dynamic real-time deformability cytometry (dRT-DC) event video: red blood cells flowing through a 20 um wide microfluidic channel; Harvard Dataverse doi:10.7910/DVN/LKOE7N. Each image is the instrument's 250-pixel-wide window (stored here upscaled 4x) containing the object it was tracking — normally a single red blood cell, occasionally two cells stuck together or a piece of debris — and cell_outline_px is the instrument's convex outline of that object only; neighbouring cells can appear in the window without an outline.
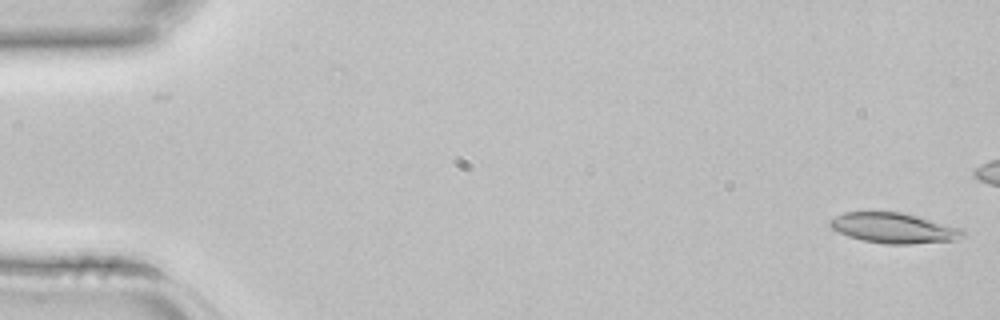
{"species": "common noctule bat (a hibernating species)", "species_latin": "Nyctalus noctula", "temperature_condition": "room temperature", "stored_images_in_passage": 4, "camera_frame_rate_fps": 3000, "um_per_image_px": 0.085, "animal": {"sex": "female", "body_mass_g": 22.7, "forearm_length_mm": 54.2}, "frame": {"image": 1, "passage_image": 1, "time_ms": 0.0, "image_size_px": [1000, 320], "cell_outline_px": [[964, 236], [952, 240], [912, 244], [884, 244], [864, 240], [848, 236], [832, 228], [828, 224], [828, 220], [844, 212], [904, 212], [964, 228]], "centroid_in_image_um": [75.99, 19.37], "position_along_channel_um": 9.0, "area_um2": 23.52}}